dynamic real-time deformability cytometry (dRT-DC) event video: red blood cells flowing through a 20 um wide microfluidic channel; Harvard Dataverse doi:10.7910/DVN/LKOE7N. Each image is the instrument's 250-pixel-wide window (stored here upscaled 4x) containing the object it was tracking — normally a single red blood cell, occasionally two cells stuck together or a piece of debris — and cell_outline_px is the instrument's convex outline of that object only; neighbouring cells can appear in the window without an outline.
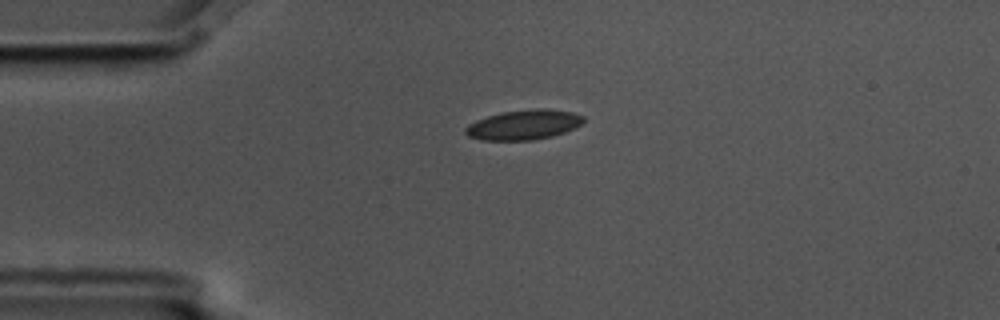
{"species": "common noctule bat (a hibernating species)", "species_latin": "Nyctalus noctula", "temperature_condition": "cold", "stored_images_in_passage": 2, "camera_frame_rate_fps": 3000, "um_per_image_px": 0.085, "animal": {"sex": "male", "body_mass_g": 17.5, "forearm_length_mm": 52.3}, "frame": {"image": 1, "passage_image": 1, "time_ms": 0.0, "image_size_px": [1000, 320], "cell_outline_px": [[584, 120], [576, 128], [552, 136], [532, 140], [480, 140], [468, 136], [464, 132], [464, 128], [468, 124], [476, 120], [500, 112], [536, 108], [548, 108], [572, 112], [584, 116]], "centroid_in_image_um": [44.51, 10.6], "position_along_channel_um": 40.5, "area_um2": 20.69}}